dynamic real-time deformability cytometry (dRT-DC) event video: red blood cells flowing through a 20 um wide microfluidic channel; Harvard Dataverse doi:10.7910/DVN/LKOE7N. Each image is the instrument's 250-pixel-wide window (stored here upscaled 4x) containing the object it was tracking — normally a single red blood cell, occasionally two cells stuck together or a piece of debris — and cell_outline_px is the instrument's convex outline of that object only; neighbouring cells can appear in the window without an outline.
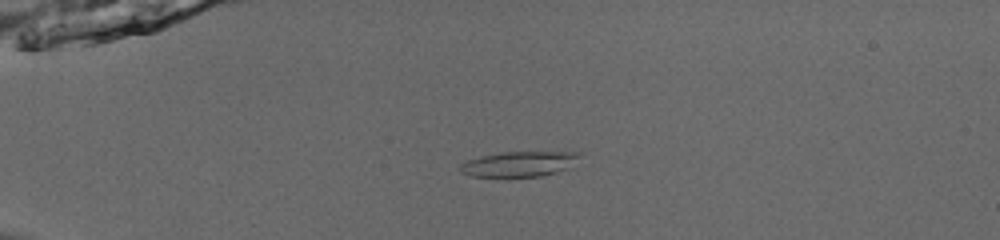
{"species": "common noctule bat (a hibernating species)", "species_latin": "Nyctalus noctula", "temperature_condition": "room temperature", "stored_images_in_passage": 44, "camera_frame_rate_fps": 3000, "um_per_image_px": 0.085, "animal": {"sex": "male", "body_mass_g": 13.0, "forearm_length_mm": 53.1}, "frame": {"image": 1, "passage_image": 5, "time_ms": 1.333, "image_size_px": [1000, 240], "cell_outline_px": [[580, 156], [564, 168], [556, 172], [540, 176], [472, 176], [460, 172], [460, 164], [468, 160], [480, 156], [504, 152], [580, 152]], "centroid_in_image_um": [44.05, 13.93], "position_along_channel_um": 40.9, "area_um2": 16.99}}
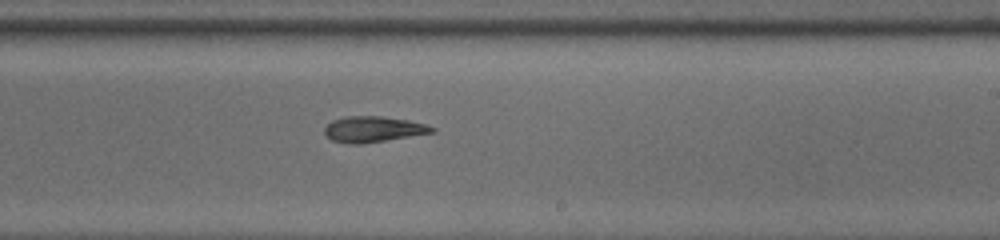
{"frame": {"image": 2, "passage_image": 25, "time_ms": 8.0, "image_size_px": [1000, 240], "cell_outline_px": [[436, 132], [360, 144], [352, 144], [332, 140], [324, 132], [324, 128], [332, 120], [344, 116], [380, 116], [408, 120], [424, 124], [436, 128]], "centroid_in_image_um": [31.72, 10.98], "position_along_channel_um": 257.3, "area_um2": 16.01}}
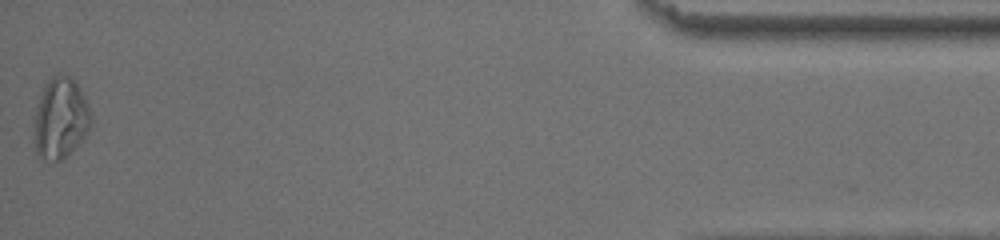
{"frame": {"image": 3, "passage_image": 44, "time_ms": 14.333, "image_size_px": [1000, 240], "cell_outline_px": [[92, 120], [84, 136], [68, 156], [60, 160], [52, 160], [36, 156], [32, 140], [36, 108], [40, 96], [48, 80], [52, 76], [68, 76], [76, 84], [84, 96], [92, 116]], "centroid_in_image_um": [5.1, 10.11], "position_along_channel_um": 430.1, "area_um2": 26.59}, "authors_computed_cell_mechanics": {"area_um2": 16.9643, "velocity_mm_per_s": 3.8676, "shape_relaxation_time_tau1_ms": 6.8052, "shape_relaxation_time_tau2_ms": null, "deformation_change_tau1": 0.2026, "deformation_change_tau2": null}}